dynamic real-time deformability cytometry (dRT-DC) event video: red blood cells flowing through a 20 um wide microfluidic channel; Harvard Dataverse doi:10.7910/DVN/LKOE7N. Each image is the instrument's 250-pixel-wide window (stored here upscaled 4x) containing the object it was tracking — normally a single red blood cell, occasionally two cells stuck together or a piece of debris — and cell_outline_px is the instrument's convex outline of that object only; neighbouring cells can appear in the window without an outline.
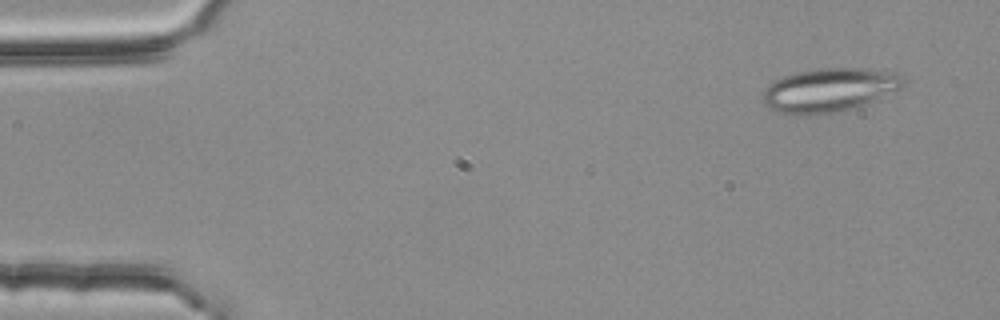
{"species": "common noctule bat (a hibernating species)", "species_latin": "Nyctalus noctula", "temperature_condition": "room temperature", "stored_images_in_passage": 3, "camera_frame_rate_fps": 3000, "um_per_image_px": 0.085, "animal": {"sex": "female", "body_mass_g": 25.1}, "frame": {"image": 1, "passage_image": 1, "time_ms": 0.0, "image_size_px": [1000, 320], "cell_outline_px": [[908, 84], [900, 88], [840, 112], [808, 116], [800, 116], [780, 112], [768, 108], [764, 104], [764, 88], [768, 84], [784, 76], [796, 72], [824, 68], [860, 68], [896, 72], [904, 76], [908, 80]], "centroid_in_image_um": [70.48, 7.65], "position_along_channel_um": 14.5, "area_um2": 35.72}}